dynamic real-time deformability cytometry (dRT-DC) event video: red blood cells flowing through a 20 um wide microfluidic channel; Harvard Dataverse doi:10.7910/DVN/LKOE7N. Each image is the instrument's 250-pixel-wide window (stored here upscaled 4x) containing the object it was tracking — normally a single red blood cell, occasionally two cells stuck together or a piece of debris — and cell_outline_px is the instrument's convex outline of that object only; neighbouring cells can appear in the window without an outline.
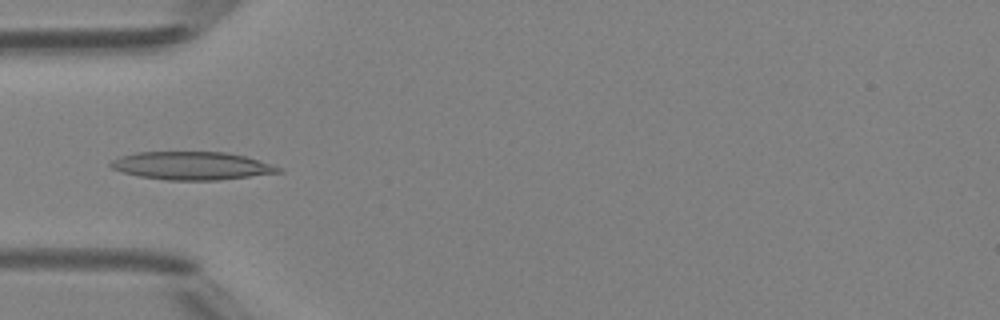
{"species": "Egyptian fruit bat (a non-hibernating species)", "species_latin": "Rousettus aegyptiacus", "temperature_condition": "room temperature", "stored_images_in_passage": 46, "camera_frame_rate_fps": 3000, "um_per_image_px": 0.085, "animal": {"sex": "female"}, "frame": {"image": 1, "passage_image": 13, "time_ms": 4.0, "image_size_px": [1000, 320], "cell_outline_px": [[284, 172], [220, 180], [168, 180], [140, 176], [124, 172], [112, 168], [108, 164], [112, 160], [120, 156], [136, 152], [224, 152], [244, 156], [272, 164], [280, 168]], "centroid_in_image_um": [16.31, 14.09], "position_along_channel_um": 68.7, "area_um2": 27.28}}
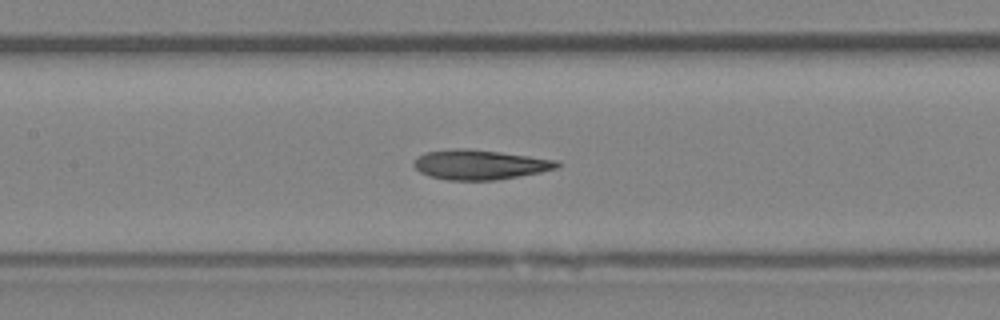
{"frame": {"image": 2, "passage_image": 20, "time_ms": 6.333, "image_size_px": [1000, 320], "cell_outline_px": [[560, 168], [540, 172], [496, 180], [448, 180], [432, 176], [420, 172], [412, 164], [424, 152], [456, 148], [468, 148], [500, 152], [560, 160]], "centroid_in_image_um": [40.83, 13.99], "position_along_channel_um": 166.6, "area_um2": 24.8}}
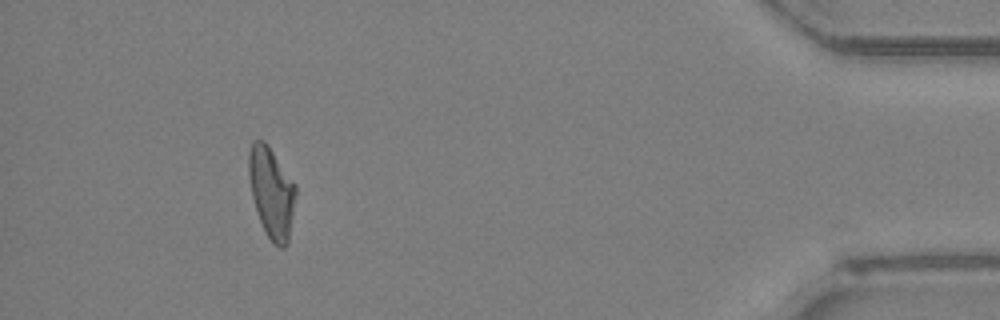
{"frame": {"image": 3, "passage_image": 42, "time_ms": 13.667, "image_size_px": [1000, 320], "cell_outline_px": [[296, 196], [288, 244], [284, 248], [280, 248], [272, 244], [260, 220], [252, 196], [248, 176], [248, 152], [252, 140], [264, 140], [268, 144], [296, 184]], "centroid_in_image_um": [23.08, 16.33], "position_along_channel_um": 412.1, "area_um2": 25.09}, "authors_computed_cell_mechanics": {"area_um2": 25.0563, "velocity_mm_per_s": 4.2071, "shape_relaxation_time_tau1_ms": null, "shape_relaxation_time_tau2_ms": 3.7217, "deformation_change_tau1": null, "deformation_change_tau2": 0.1344}}